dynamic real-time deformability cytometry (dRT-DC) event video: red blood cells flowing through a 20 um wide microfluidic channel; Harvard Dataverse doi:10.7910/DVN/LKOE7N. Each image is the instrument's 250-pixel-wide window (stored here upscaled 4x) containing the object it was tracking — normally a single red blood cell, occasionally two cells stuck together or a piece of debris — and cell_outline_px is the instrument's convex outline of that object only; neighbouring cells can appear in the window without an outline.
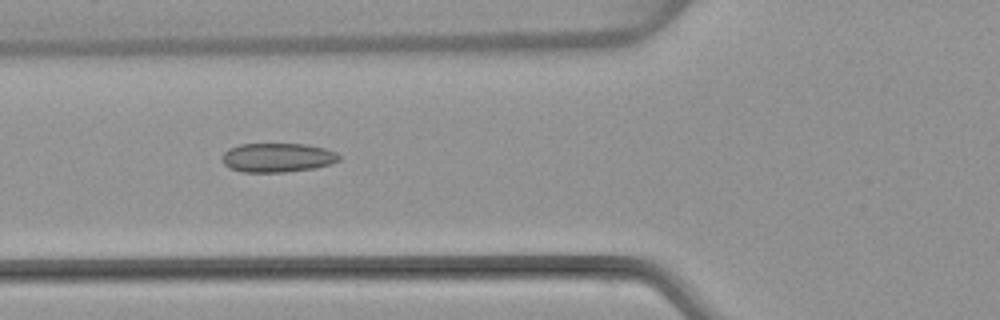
{"species": "common noctule bat (a hibernating species)", "species_latin": "Nyctalus noctula", "temperature_condition": "warm", "stored_images_in_passage": 6, "camera_frame_rate_fps": 3000, "um_per_image_px": 0.085, "animal": {"sex": "female", "body_mass_g": 22.7, "forearm_length_mm": 54.2}, "frame": {"image": 1, "passage_image": 5, "time_ms": 6.333, "image_size_px": [1000, 320], "cell_outline_px": [[340, 160], [332, 164], [316, 168], [284, 172], [244, 172], [232, 168], [224, 164], [224, 152], [228, 148], [240, 144], [304, 144], [324, 148], [336, 152], [340, 156]], "centroid_in_image_um": [23.63, 13.39], "position_along_channel_um": 102.2, "area_um2": 19.77}}
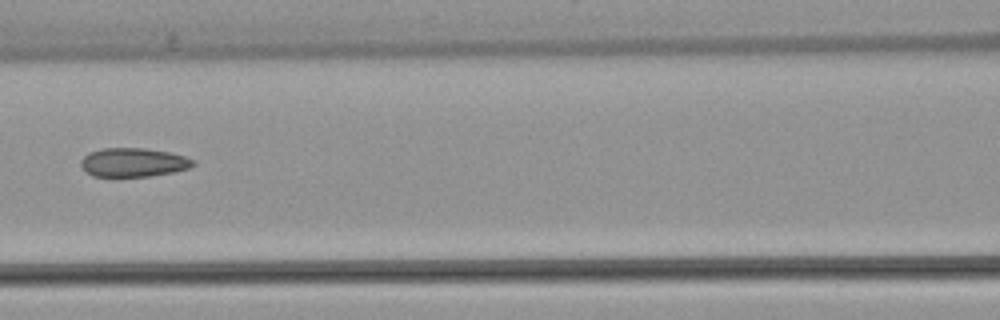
{"frame": {"image": 2, "passage_image": 6, "time_ms": 7.667, "image_size_px": [1000, 320], "cell_outline_px": [[196, 164], [188, 168], [172, 172], [148, 176], [92, 176], [80, 164], [80, 160], [88, 152], [104, 148], [144, 148], [168, 152], [184, 156], [196, 160]], "centroid_in_image_um": [11.34, 13.79], "position_along_channel_um": 155.3, "area_um2": 18.73}}